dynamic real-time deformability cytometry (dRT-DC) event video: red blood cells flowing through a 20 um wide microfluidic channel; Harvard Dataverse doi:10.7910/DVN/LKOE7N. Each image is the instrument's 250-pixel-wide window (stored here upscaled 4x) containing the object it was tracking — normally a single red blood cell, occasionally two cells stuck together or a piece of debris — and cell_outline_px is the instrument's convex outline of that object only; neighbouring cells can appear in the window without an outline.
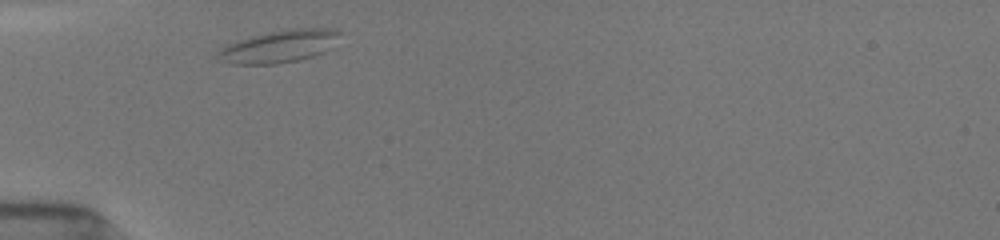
{"species": "common noctule bat (a hibernating species)", "species_latin": "Nyctalus noctula", "temperature_condition": "room temperature", "stored_images_in_passage": 16, "camera_frame_rate_fps": 3000, "um_per_image_px": 0.085, "animal": {"sex": "female", "body_mass_g": 19.5, "forearm_length_mm": 54.1}, "frame": {"image": 1, "passage_image": 1, "time_ms": 0.0, "image_size_px": [1000, 240], "cell_outline_px": [[340, 32], [332, 48], [324, 52], [312, 56], [296, 60], [276, 64], [232, 64], [220, 60], [216, 52], [220, 48], [228, 44], [252, 36], [268, 32], [288, 28], [328, 28]], "centroid_in_image_um": [23.72, 3.94], "position_along_channel_um": 61.3, "area_um2": 22.89}}
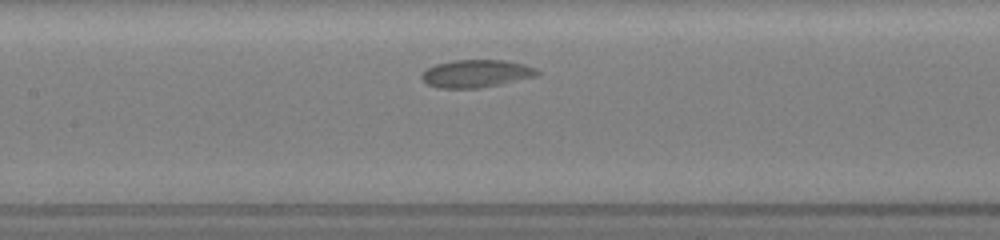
{"frame": {"image": 2, "passage_image": 7, "time_ms": 3.0, "image_size_px": [1000, 240], "cell_outline_px": [[540, 72], [536, 76], [500, 84], [480, 88], [436, 88], [428, 84], [420, 76], [428, 68], [436, 64], [452, 60], [504, 60], [524, 64], [536, 68]], "centroid_in_image_um": [40.48, 6.25], "position_along_channel_um": 166.9, "area_um2": 18.55}}
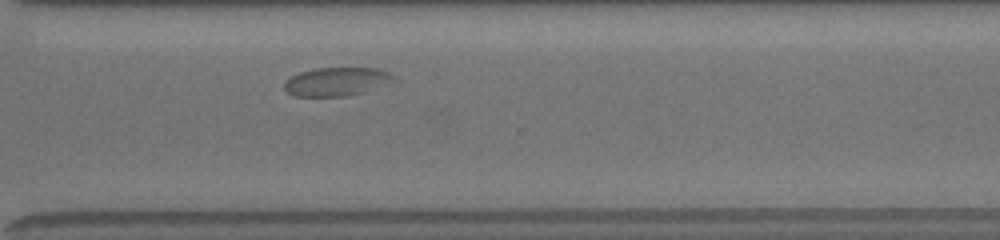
{"frame": {"image": 3, "passage_image": 16, "time_ms": 7.667, "image_size_px": [1000, 240], "cell_outline_px": [[392, 76], [364, 92], [348, 96], [296, 96], [288, 92], [284, 88], [284, 84], [292, 76], [300, 72], [316, 68], [380, 68], [388, 72]], "centroid_in_image_um": [28.47, 6.93], "position_along_channel_um": 342.1, "area_um2": 17.34}}